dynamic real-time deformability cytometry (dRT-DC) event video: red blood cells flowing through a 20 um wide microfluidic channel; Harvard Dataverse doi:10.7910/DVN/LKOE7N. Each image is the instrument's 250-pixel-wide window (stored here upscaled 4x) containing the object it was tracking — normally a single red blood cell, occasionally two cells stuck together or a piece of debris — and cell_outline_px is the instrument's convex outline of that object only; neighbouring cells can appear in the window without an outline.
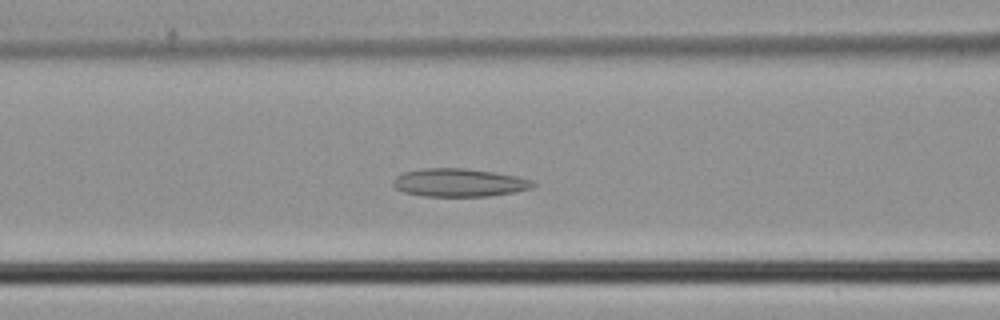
{"species": "common noctule bat (a hibernating species)", "species_latin": "Nyctalus noctula", "temperature_condition": "cold", "stored_images_in_passage": 44, "camera_frame_rate_fps": 3000, "um_per_image_px": 0.085, "animal": {"sex": "male", "body_mass_g": 21.5, "forearm_length_mm": 52.0}, "frame": {"image": 1, "passage_image": 17, "time_ms": 5.333, "image_size_px": [1000, 320], "cell_outline_px": [[536, 184], [532, 188], [512, 192], [488, 196], [424, 196], [404, 192], [396, 188], [392, 184], [392, 180], [396, 176], [404, 172], [420, 168], [464, 168], [492, 172], [516, 176], [532, 180]], "centroid_in_image_um": [38.99, 15.52], "position_along_channel_um": 127.6, "area_um2": 22.83}}
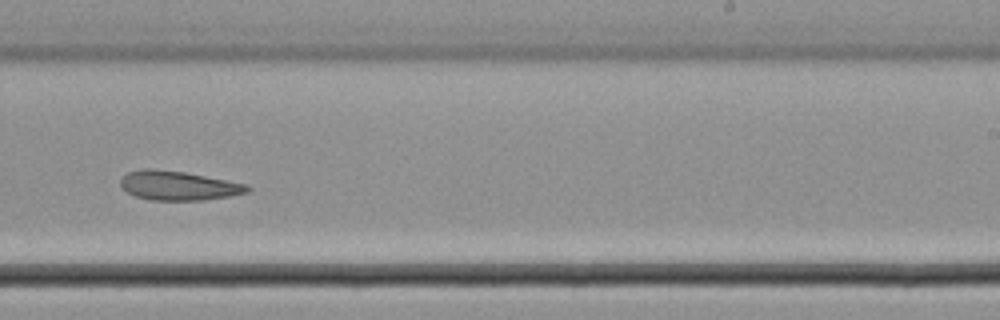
{"frame": {"image": 2, "passage_image": 27, "time_ms": 8.667, "image_size_px": [1000, 320], "cell_outline_px": [[252, 188], [248, 192], [228, 196], [204, 200], [152, 200], [136, 196], [128, 192], [120, 184], [120, 180], [128, 172], [144, 168], [152, 168], [184, 172], [248, 184]], "centroid_in_image_um": [15.18, 15.77], "position_along_channel_um": 273.8, "area_um2": 21.44}}
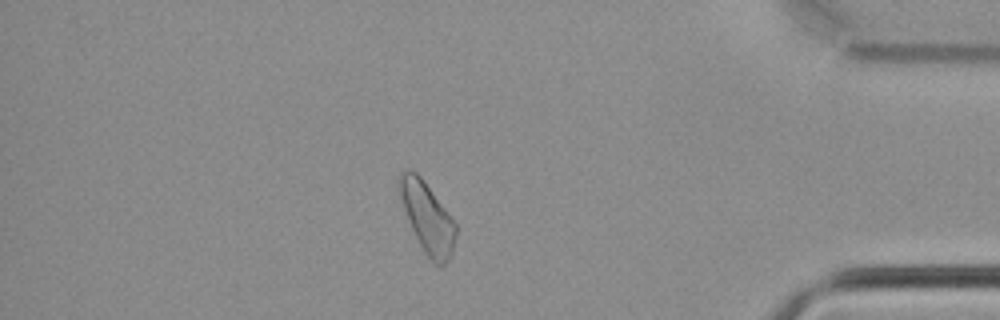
{"frame": {"image": 3, "passage_image": 38, "time_ms": 12.333, "image_size_px": [1000, 320], "cell_outline_px": [[456, 236], [452, 252], [448, 260], [444, 264], [436, 264], [424, 252], [412, 228], [396, 188], [396, 180], [400, 172], [404, 168], [408, 168], [416, 172], [424, 180], [456, 224]], "centroid_in_image_um": [36.28, 18.4], "position_along_channel_um": 398.9, "area_um2": 22.95}}